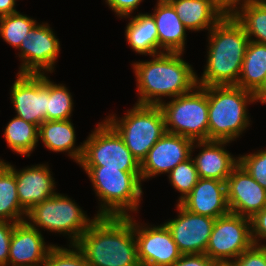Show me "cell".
Masks as SVG:
<instances>
[{
    "label": "cell",
    "instance_id": "cell-1",
    "mask_svg": "<svg viewBox=\"0 0 266 266\" xmlns=\"http://www.w3.org/2000/svg\"><path fill=\"white\" fill-rule=\"evenodd\" d=\"M75 246L89 266H141L131 215L97 216Z\"/></svg>",
    "mask_w": 266,
    "mask_h": 266
},
{
    "label": "cell",
    "instance_id": "cell-2",
    "mask_svg": "<svg viewBox=\"0 0 266 266\" xmlns=\"http://www.w3.org/2000/svg\"><path fill=\"white\" fill-rule=\"evenodd\" d=\"M183 53H160L150 61L131 64L136 77L138 100L135 104L159 106L162 97L175 98L197 86V74L183 60Z\"/></svg>",
    "mask_w": 266,
    "mask_h": 266
},
{
    "label": "cell",
    "instance_id": "cell-3",
    "mask_svg": "<svg viewBox=\"0 0 266 266\" xmlns=\"http://www.w3.org/2000/svg\"><path fill=\"white\" fill-rule=\"evenodd\" d=\"M208 33L206 66L197 86L236 85L249 37L233 15H225Z\"/></svg>",
    "mask_w": 266,
    "mask_h": 266
},
{
    "label": "cell",
    "instance_id": "cell-4",
    "mask_svg": "<svg viewBox=\"0 0 266 266\" xmlns=\"http://www.w3.org/2000/svg\"><path fill=\"white\" fill-rule=\"evenodd\" d=\"M255 94L236 85L208 86V140L236 141L250 126L247 106Z\"/></svg>",
    "mask_w": 266,
    "mask_h": 266
},
{
    "label": "cell",
    "instance_id": "cell-5",
    "mask_svg": "<svg viewBox=\"0 0 266 266\" xmlns=\"http://www.w3.org/2000/svg\"><path fill=\"white\" fill-rule=\"evenodd\" d=\"M81 167L101 201L97 216H130L139 211L143 195L140 171H121L105 166Z\"/></svg>",
    "mask_w": 266,
    "mask_h": 266
},
{
    "label": "cell",
    "instance_id": "cell-6",
    "mask_svg": "<svg viewBox=\"0 0 266 266\" xmlns=\"http://www.w3.org/2000/svg\"><path fill=\"white\" fill-rule=\"evenodd\" d=\"M108 117V118H107ZM105 120L124 140L132 155L141 163L148 151L167 132L159 106L135 104L124 117L110 114Z\"/></svg>",
    "mask_w": 266,
    "mask_h": 266
},
{
    "label": "cell",
    "instance_id": "cell-7",
    "mask_svg": "<svg viewBox=\"0 0 266 266\" xmlns=\"http://www.w3.org/2000/svg\"><path fill=\"white\" fill-rule=\"evenodd\" d=\"M97 214L90 219L74 200L60 193L33 206L26 214L25 221L40 230L64 234L75 245L83 233L93 223ZM39 227V228H38Z\"/></svg>",
    "mask_w": 266,
    "mask_h": 266
},
{
    "label": "cell",
    "instance_id": "cell-8",
    "mask_svg": "<svg viewBox=\"0 0 266 266\" xmlns=\"http://www.w3.org/2000/svg\"><path fill=\"white\" fill-rule=\"evenodd\" d=\"M159 107L168 133L208 140V86H196L187 94L164 100Z\"/></svg>",
    "mask_w": 266,
    "mask_h": 266
},
{
    "label": "cell",
    "instance_id": "cell-9",
    "mask_svg": "<svg viewBox=\"0 0 266 266\" xmlns=\"http://www.w3.org/2000/svg\"><path fill=\"white\" fill-rule=\"evenodd\" d=\"M83 141L80 166H105L121 171H140V162L132 155L122 137L106 121L99 122Z\"/></svg>",
    "mask_w": 266,
    "mask_h": 266
},
{
    "label": "cell",
    "instance_id": "cell-10",
    "mask_svg": "<svg viewBox=\"0 0 266 266\" xmlns=\"http://www.w3.org/2000/svg\"><path fill=\"white\" fill-rule=\"evenodd\" d=\"M253 244L250 219L229 212L216 218L205 254L219 264L232 263Z\"/></svg>",
    "mask_w": 266,
    "mask_h": 266
},
{
    "label": "cell",
    "instance_id": "cell-11",
    "mask_svg": "<svg viewBox=\"0 0 266 266\" xmlns=\"http://www.w3.org/2000/svg\"><path fill=\"white\" fill-rule=\"evenodd\" d=\"M11 87L16 116L37 125L47 121L49 78L46 74H18Z\"/></svg>",
    "mask_w": 266,
    "mask_h": 266
},
{
    "label": "cell",
    "instance_id": "cell-12",
    "mask_svg": "<svg viewBox=\"0 0 266 266\" xmlns=\"http://www.w3.org/2000/svg\"><path fill=\"white\" fill-rule=\"evenodd\" d=\"M18 50L22 61L18 74H48L54 71L60 52V41L49 24L37 23Z\"/></svg>",
    "mask_w": 266,
    "mask_h": 266
},
{
    "label": "cell",
    "instance_id": "cell-13",
    "mask_svg": "<svg viewBox=\"0 0 266 266\" xmlns=\"http://www.w3.org/2000/svg\"><path fill=\"white\" fill-rule=\"evenodd\" d=\"M136 223L134 234L141 266H172L181 256L172 234L164 224L148 225Z\"/></svg>",
    "mask_w": 266,
    "mask_h": 266
},
{
    "label": "cell",
    "instance_id": "cell-14",
    "mask_svg": "<svg viewBox=\"0 0 266 266\" xmlns=\"http://www.w3.org/2000/svg\"><path fill=\"white\" fill-rule=\"evenodd\" d=\"M177 218L164 222L182 254H205L215 218L193 214L179 203Z\"/></svg>",
    "mask_w": 266,
    "mask_h": 266
},
{
    "label": "cell",
    "instance_id": "cell-15",
    "mask_svg": "<svg viewBox=\"0 0 266 266\" xmlns=\"http://www.w3.org/2000/svg\"><path fill=\"white\" fill-rule=\"evenodd\" d=\"M193 143L190 138L166 132L140 163L141 181L158 174H169L179 163L191 157Z\"/></svg>",
    "mask_w": 266,
    "mask_h": 266
},
{
    "label": "cell",
    "instance_id": "cell-16",
    "mask_svg": "<svg viewBox=\"0 0 266 266\" xmlns=\"http://www.w3.org/2000/svg\"><path fill=\"white\" fill-rule=\"evenodd\" d=\"M230 212L251 219L266 207V190L238 164L226 181Z\"/></svg>",
    "mask_w": 266,
    "mask_h": 266
},
{
    "label": "cell",
    "instance_id": "cell-17",
    "mask_svg": "<svg viewBox=\"0 0 266 266\" xmlns=\"http://www.w3.org/2000/svg\"><path fill=\"white\" fill-rule=\"evenodd\" d=\"M54 246L46 245L41 231L26 221L16 223L10 242L8 266H41Z\"/></svg>",
    "mask_w": 266,
    "mask_h": 266
},
{
    "label": "cell",
    "instance_id": "cell-18",
    "mask_svg": "<svg viewBox=\"0 0 266 266\" xmlns=\"http://www.w3.org/2000/svg\"><path fill=\"white\" fill-rule=\"evenodd\" d=\"M4 163L15 173L19 202L27 212L57 193L56 182L48 165L37 164L17 171L13 165Z\"/></svg>",
    "mask_w": 266,
    "mask_h": 266
},
{
    "label": "cell",
    "instance_id": "cell-19",
    "mask_svg": "<svg viewBox=\"0 0 266 266\" xmlns=\"http://www.w3.org/2000/svg\"><path fill=\"white\" fill-rule=\"evenodd\" d=\"M179 204L187 211L212 218L230 212L227 203L226 182L199 178L192 191Z\"/></svg>",
    "mask_w": 266,
    "mask_h": 266
},
{
    "label": "cell",
    "instance_id": "cell-20",
    "mask_svg": "<svg viewBox=\"0 0 266 266\" xmlns=\"http://www.w3.org/2000/svg\"><path fill=\"white\" fill-rule=\"evenodd\" d=\"M229 141H194L191 151L201 148L193 159L199 178L226 182L232 170L239 164V157H233L225 146Z\"/></svg>",
    "mask_w": 266,
    "mask_h": 266
},
{
    "label": "cell",
    "instance_id": "cell-21",
    "mask_svg": "<svg viewBox=\"0 0 266 266\" xmlns=\"http://www.w3.org/2000/svg\"><path fill=\"white\" fill-rule=\"evenodd\" d=\"M150 15L157 27L159 54L183 53L188 29L183 25L172 4L168 0H157Z\"/></svg>",
    "mask_w": 266,
    "mask_h": 266
},
{
    "label": "cell",
    "instance_id": "cell-22",
    "mask_svg": "<svg viewBox=\"0 0 266 266\" xmlns=\"http://www.w3.org/2000/svg\"><path fill=\"white\" fill-rule=\"evenodd\" d=\"M70 120H47L39 126L38 139L53 152H66L70 158L79 163L83 154V143L75 146L76 132Z\"/></svg>",
    "mask_w": 266,
    "mask_h": 266
},
{
    "label": "cell",
    "instance_id": "cell-23",
    "mask_svg": "<svg viewBox=\"0 0 266 266\" xmlns=\"http://www.w3.org/2000/svg\"><path fill=\"white\" fill-rule=\"evenodd\" d=\"M183 25L191 31L210 30L225 14L213 0H168Z\"/></svg>",
    "mask_w": 266,
    "mask_h": 266
},
{
    "label": "cell",
    "instance_id": "cell-24",
    "mask_svg": "<svg viewBox=\"0 0 266 266\" xmlns=\"http://www.w3.org/2000/svg\"><path fill=\"white\" fill-rule=\"evenodd\" d=\"M127 18L130 20L125 29V37L130 48L145 56L159 54L157 27L150 13H138Z\"/></svg>",
    "mask_w": 266,
    "mask_h": 266
},
{
    "label": "cell",
    "instance_id": "cell-25",
    "mask_svg": "<svg viewBox=\"0 0 266 266\" xmlns=\"http://www.w3.org/2000/svg\"><path fill=\"white\" fill-rule=\"evenodd\" d=\"M266 80V44L249 41L236 86L253 92Z\"/></svg>",
    "mask_w": 266,
    "mask_h": 266
},
{
    "label": "cell",
    "instance_id": "cell-26",
    "mask_svg": "<svg viewBox=\"0 0 266 266\" xmlns=\"http://www.w3.org/2000/svg\"><path fill=\"white\" fill-rule=\"evenodd\" d=\"M26 214L19 202L15 173L0 159V221L20 223Z\"/></svg>",
    "mask_w": 266,
    "mask_h": 266
},
{
    "label": "cell",
    "instance_id": "cell-27",
    "mask_svg": "<svg viewBox=\"0 0 266 266\" xmlns=\"http://www.w3.org/2000/svg\"><path fill=\"white\" fill-rule=\"evenodd\" d=\"M39 127L17 116L4 129L7 146L16 154L30 157L39 142Z\"/></svg>",
    "mask_w": 266,
    "mask_h": 266
},
{
    "label": "cell",
    "instance_id": "cell-28",
    "mask_svg": "<svg viewBox=\"0 0 266 266\" xmlns=\"http://www.w3.org/2000/svg\"><path fill=\"white\" fill-rule=\"evenodd\" d=\"M250 41L266 44V5L261 0L241 6L233 14Z\"/></svg>",
    "mask_w": 266,
    "mask_h": 266
},
{
    "label": "cell",
    "instance_id": "cell-29",
    "mask_svg": "<svg viewBox=\"0 0 266 266\" xmlns=\"http://www.w3.org/2000/svg\"><path fill=\"white\" fill-rule=\"evenodd\" d=\"M36 24V20L19 11L2 16L0 17V36L6 43L18 49Z\"/></svg>",
    "mask_w": 266,
    "mask_h": 266
},
{
    "label": "cell",
    "instance_id": "cell-30",
    "mask_svg": "<svg viewBox=\"0 0 266 266\" xmlns=\"http://www.w3.org/2000/svg\"><path fill=\"white\" fill-rule=\"evenodd\" d=\"M73 98L68 88L49 79V99L47 120H70L73 111Z\"/></svg>",
    "mask_w": 266,
    "mask_h": 266
},
{
    "label": "cell",
    "instance_id": "cell-31",
    "mask_svg": "<svg viewBox=\"0 0 266 266\" xmlns=\"http://www.w3.org/2000/svg\"><path fill=\"white\" fill-rule=\"evenodd\" d=\"M192 153L191 151L189 159L179 163L168 175L171 186L181 194L178 203L192 191L199 180Z\"/></svg>",
    "mask_w": 266,
    "mask_h": 266
},
{
    "label": "cell",
    "instance_id": "cell-32",
    "mask_svg": "<svg viewBox=\"0 0 266 266\" xmlns=\"http://www.w3.org/2000/svg\"><path fill=\"white\" fill-rule=\"evenodd\" d=\"M41 266H89V264L75 245H69V249L55 245Z\"/></svg>",
    "mask_w": 266,
    "mask_h": 266
},
{
    "label": "cell",
    "instance_id": "cell-33",
    "mask_svg": "<svg viewBox=\"0 0 266 266\" xmlns=\"http://www.w3.org/2000/svg\"><path fill=\"white\" fill-rule=\"evenodd\" d=\"M239 164L266 190V149L239 156Z\"/></svg>",
    "mask_w": 266,
    "mask_h": 266
},
{
    "label": "cell",
    "instance_id": "cell-34",
    "mask_svg": "<svg viewBox=\"0 0 266 266\" xmlns=\"http://www.w3.org/2000/svg\"><path fill=\"white\" fill-rule=\"evenodd\" d=\"M233 266H266V244H253L241 253L232 263Z\"/></svg>",
    "mask_w": 266,
    "mask_h": 266
},
{
    "label": "cell",
    "instance_id": "cell-35",
    "mask_svg": "<svg viewBox=\"0 0 266 266\" xmlns=\"http://www.w3.org/2000/svg\"><path fill=\"white\" fill-rule=\"evenodd\" d=\"M15 224L0 221V266H8L9 248Z\"/></svg>",
    "mask_w": 266,
    "mask_h": 266
},
{
    "label": "cell",
    "instance_id": "cell-36",
    "mask_svg": "<svg viewBox=\"0 0 266 266\" xmlns=\"http://www.w3.org/2000/svg\"><path fill=\"white\" fill-rule=\"evenodd\" d=\"M250 222L253 243L263 245L262 240H266V207L255 214Z\"/></svg>",
    "mask_w": 266,
    "mask_h": 266
},
{
    "label": "cell",
    "instance_id": "cell-37",
    "mask_svg": "<svg viewBox=\"0 0 266 266\" xmlns=\"http://www.w3.org/2000/svg\"><path fill=\"white\" fill-rule=\"evenodd\" d=\"M143 0H105L115 15L121 18L131 16L134 10L138 9V6Z\"/></svg>",
    "mask_w": 266,
    "mask_h": 266
},
{
    "label": "cell",
    "instance_id": "cell-38",
    "mask_svg": "<svg viewBox=\"0 0 266 266\" xmlns=\"http://www.w3.org/2000/svg\"><path fill=\"white\" fill-rule=\"evenodd\" d=\"M218 264L206 254H182L172 266H218Z\"/></svg>",
    "mask_w": 266,
    "mask_h": 266
},
{
    "label": "cell",
    "instance_id": "cell-39",
    "mask_svg": "<svg viewBox=\"0 0 266 266\" xmlns=\"http://www.w3.org/2000/svg\"><path fill=\"white\" fill-rule=\"evenodd\" d=\"M255 0H213L214 4L225 14L233 15L239 7ZM240 5V6H238Z\"/></svg>",
    "mask_w": 266,
    "mask_h": 266
},
{
    "label": "cell",
    "instance_id": "cell-40",
    "mask_svg": "<svg viewBox=\"0 0 266 266\" xmlns=\"http://www.w3.org/2000/svg\"><path fill=\"white\" fill-rule=\"evenodd\" d=\"M15 0H0V17L18 12Z\"/></svg>",
    "mask_w": 266,
    "mask_h": 266
},
{
    "label": "cell",
    "instance_id": "cell-41",
    "mask_svg": "<svg viewBox=\"0 0 266 266\" xmlns=\"http://www.w3.org/2000/svg\"><path fill=\"white\" fill-rule=\"evenodd\" d=\"M256 101L266 104V80L263 86L255 93Z\"/></svg>",
    "mask_w": 266,
    "mask_h": 266
},
{
    "label": "cell",
    "instance_id": "cell-42",
    "mask_svg": "<svg viewBox=\"0 0 266 266\" xmlns=\"http://www.w3.org/2000/svg\"><path fill=\"white\" fill-rule=\"evenodd\" d=\"M218 266H233L231 263L218 264Z\"/></svg>",
    "mask_w": 266,
    "mask_h": 266
}]
</instances>
